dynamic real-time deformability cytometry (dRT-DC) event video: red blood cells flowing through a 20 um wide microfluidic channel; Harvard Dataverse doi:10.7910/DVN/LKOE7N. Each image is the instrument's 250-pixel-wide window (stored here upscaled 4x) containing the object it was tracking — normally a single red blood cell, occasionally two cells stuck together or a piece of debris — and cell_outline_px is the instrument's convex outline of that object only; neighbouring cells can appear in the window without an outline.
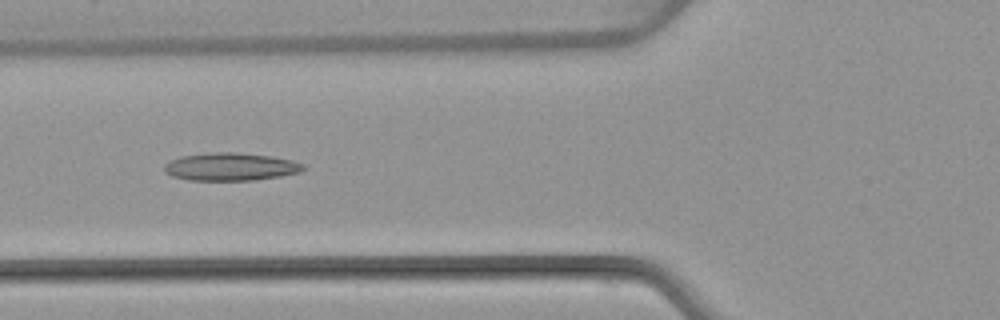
{"species": "common noctule bat (a hibernating species)", "species_latin": "Nyctalus noctula", "temperature_condition": "warm", "stored_images_in_passage": 7, "camera_frame_rate_fps": 3000, "um_per_image_px": 0.085, "animal": {"sex": "female", "body_mass_g": 22.7, "forearm_length_mm": 54.2}, "frame": {"image": 1, "passage_image": 6, "time_ms": 6.0, "image_size_px": [1000, 320], "cell_outline_px": [[304, 168], [300, 172], [280, 176], [252, 180], [188, 180], [172, 176], [164, 172], [164, 164], [180, 156], [212, 152], [236, 152], [272, 156], [292, 160], [304, 164]], "centroid_in_image_um": [19.58, 14.17], "position_along_channel_um": 106.2, "area_um2": 22.54}}
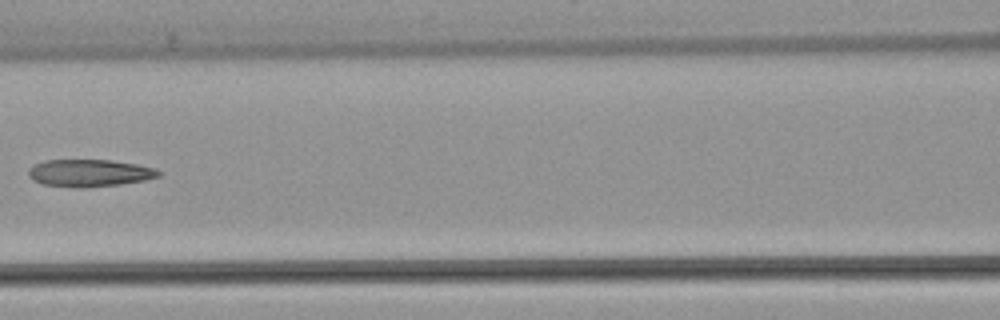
{"frame": {"image": 2, "passage_image": 7, "time_ms": 7.333, "image_size_px": [1000, 320], "cell_outline_px": [[160, 176], [144, 180], [120, 184], [84, 188], [80, 188], [44, 184], [32, 180], [28, 176], [28, 168], [32, 164], [44, 160], [112, 160], [136, 164], [156, 168], [160, 172]], "centroid_in_image_um": [7.57, 14.7], "position_along_channel_um": 159.0, "area_um2": 20.81}}